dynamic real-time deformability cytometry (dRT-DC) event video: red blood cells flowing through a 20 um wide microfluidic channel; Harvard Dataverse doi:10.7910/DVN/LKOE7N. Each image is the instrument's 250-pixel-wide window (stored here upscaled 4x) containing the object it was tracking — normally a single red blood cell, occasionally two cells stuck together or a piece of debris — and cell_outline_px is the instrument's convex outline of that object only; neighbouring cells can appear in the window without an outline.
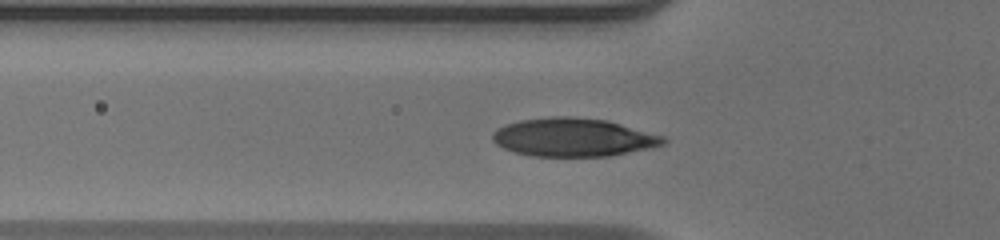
{"species": "human", "species_latin": "Homo sapiens", "temperature_condition": "warm", "stored_images_in_passage": 40, "camera_frame_rate_fps": 3000, "um_per_image_px": 0.085, "donor": {"sex": "male"}, "frame": {"image": 1, "passage_image": 11, "time_ms": 3.333, "image_size_px": [1000, 240], "cell_outline_px": [[668, 140], [664, 144], [648, 148], [608, 156], [532, 156], [512, 152], [496, 144], [492, 140], [492, 132], [496, 128], [520, 120], [552, 116], [576, 116], [608, 120], [664, 136]], "centroid_in_image_um": [48.71, 11.66], "position_along_channel_um": 77.1, "area_um2": 38.32}}
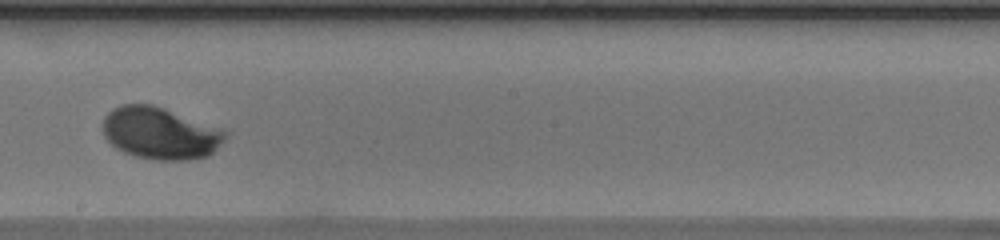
{"frame": {"image": 2, "passage_image": 23, "time_ms": 7.333, "image_size_px": [1000, 240], "cell_outline_px": [[228, 132], [224, 140], [208, 156], [188, 160], [152, 160], [136, 156], [124, 152], [116, 148], [104, 136], [104, 116], [112, 108], [120, 104], [152, 104], [164, 108]], "centroid_in_image_um": [13.58, 11.33], "position_along_channel_um": 234.6, "area_um2": 36.76}}
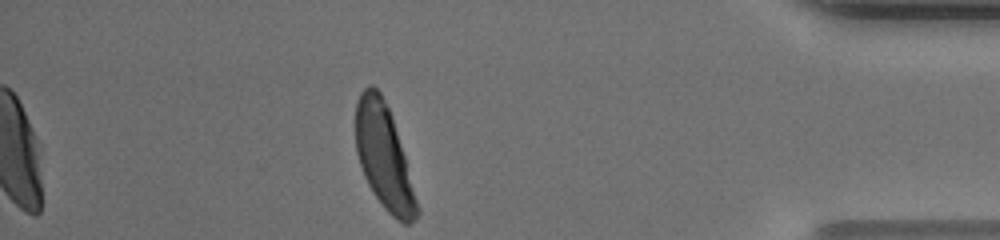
{"frame": {"image": 3, "passage_image": 39, "time_ms": 12.667, "image_size_px": [1000, 240], "cell_outline_px": [[420, 212], [408, 224], [404, 224], [392, 216], [384, 208], [372, 192], [364, 176], [356, 152], [356, 100], [360, 92], [368, 84], [372, 84], [380, 92], [392, 116], [420, 208]], "centroid_in_image_um": [32.62, 13.32], "position_along_channel_um": 402.6, "area_um2": 36.99}, "authors_computed_cell_mechanics": {"area_um2": 36.6163, "velocity_mm_per_s": 3.9297, "shape_relaxation_time_tau1_ms": 3.1625, "shape_relaxation_time_tau2_ms": null, "deformation_change_tau1": 0.2075, "deformation_change_tau2": null}}